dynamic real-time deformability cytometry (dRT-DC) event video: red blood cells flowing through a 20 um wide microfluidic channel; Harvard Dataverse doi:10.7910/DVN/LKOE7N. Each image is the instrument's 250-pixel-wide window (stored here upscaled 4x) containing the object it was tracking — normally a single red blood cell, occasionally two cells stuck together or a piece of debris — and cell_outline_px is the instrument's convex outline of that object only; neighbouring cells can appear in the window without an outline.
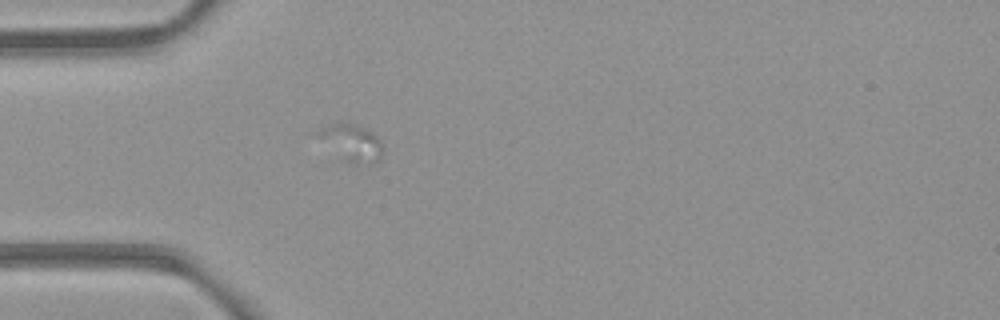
{"species": "common noctule bat (a hibernating species)", "species_latin": "Nyctalus noctula", "temperature_condition": "room temperature", "stored_images_in_passage": 7, "camera_frame_rate_fps": 3000, "um_per_image_px": 0.085, "animal": {"sex": "female", "body_mass_g": 21.9}, "frame": {"image": 1, "passage_image": 2, "time_ms": 0.333, "image_size_px": [1000, 320], "cell_outline_px": [[380, 160], [372, 164], [356, 164], [348, 160], [316, 136], [316, 132], [320, 128], [336, 120], [356, 124], [372, 132], [380, 140]], "centroid_in_image_um": [29.87, 12.06], "position_along_channel_um": 55.1, "area_um2": 13.53}}
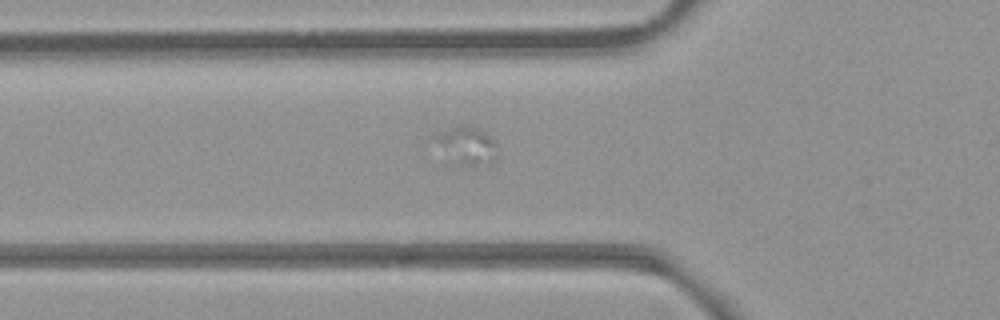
{"frame": {"image": 2, "passage_image": 5, "time_ms": 1.333, "image_size_px": [1000, 320], "cell_outline_px": [[496, 156], [488, 164], [468, 164], [440, 140], [436, 136], [456, 128], [480, 128], [496, 144]], "centroid_in_image_um": [39.97, 12.32], "position_along_channel_um": 85.8, "area_um2": 10.69}}